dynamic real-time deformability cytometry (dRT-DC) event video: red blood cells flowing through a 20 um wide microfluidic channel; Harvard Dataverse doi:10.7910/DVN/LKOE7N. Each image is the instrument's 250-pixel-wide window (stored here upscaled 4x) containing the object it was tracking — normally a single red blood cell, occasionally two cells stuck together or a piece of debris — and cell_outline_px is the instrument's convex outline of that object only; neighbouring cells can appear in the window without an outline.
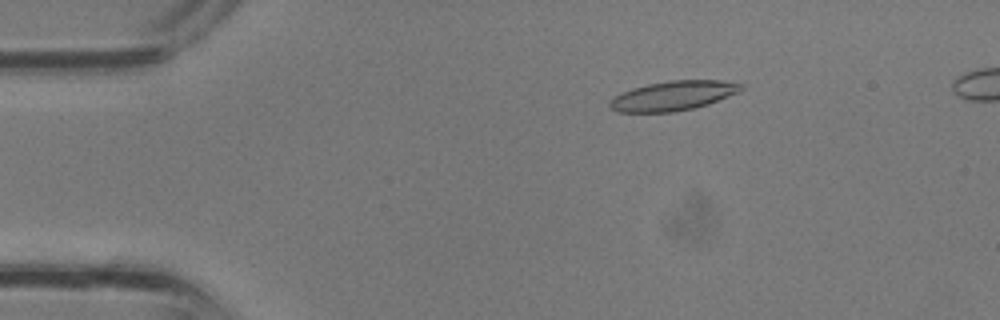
{"species": "common noctule bat (a hibernating species)", "species_latin": "Nyctalus noctula", "temperature_condition": "room temperature", "stored_images_in_passage": 32, "camera_frame_rate_fps": 3000, "um_per_image_px": 0.085, "animal": {"sex": "male", "body_mass_g": 13.3}, "frame": {"image": 1, "passage_image": 4, "time_ms": 1.0, "image_size_px": [1000, 320], "cell_outline_px": [[744, 88], [740, 92], [708, 104], [696, 108], [672, 112], [616, 112], [608, 104], [608, 100], [612, 96], [632, 88], [648, 84], [668, 80], [720, 80], [744, 84]], "centroid_in_image_um": [57.21, 8.13], "position_along_channel_um": 27.8, "area_um2": 22.89}}
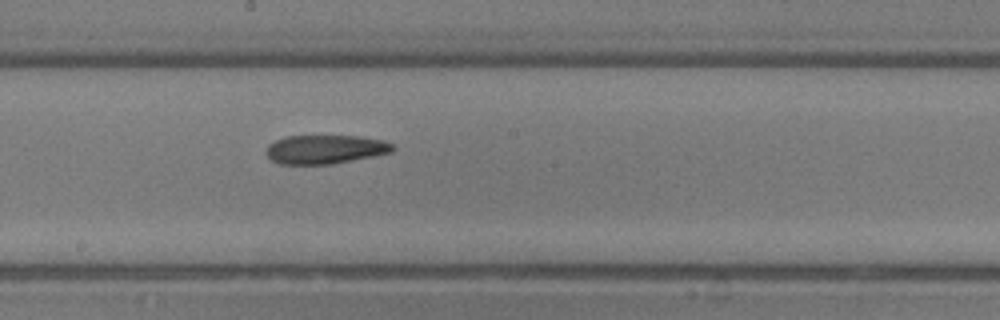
{"frame": {"image": 2, "passage_image": 17, "time_ms": 5.333, "image_size_px": [1000, 320], "cell_outline_px": [[396, 148], [392, 152], [332, 164], [280, 164], [272, 160], [264, 152], [268, 144], [276, 140], [288, 136], [356, 136], [384, 140], [392, 144]], "centroid_in_image_um": [27.63, 12.69], "position_along_channel_um": 220.6, "area_um2": 21.21}}
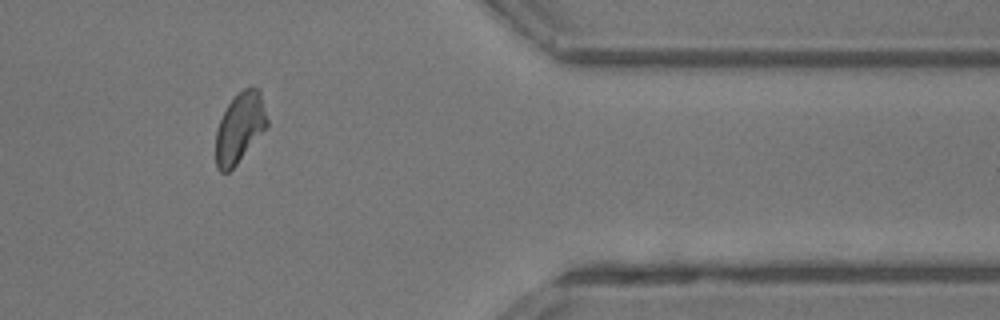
{"frame": {"image": 3, "passage_image": 27, "time_ms": 8.667, "image_size_px": [1000, 320], "cell_outline_px": [[268, 124], [236, 164], [228, 172], [220, 172], [216, 168], [216, 128], [228, 104], [244, 88], [260, 88], [268, 120]], "centroid_in_image_um": [20.37, 10.85], "position_along_channel_um": 391.0, "area_um2": 20.52}}